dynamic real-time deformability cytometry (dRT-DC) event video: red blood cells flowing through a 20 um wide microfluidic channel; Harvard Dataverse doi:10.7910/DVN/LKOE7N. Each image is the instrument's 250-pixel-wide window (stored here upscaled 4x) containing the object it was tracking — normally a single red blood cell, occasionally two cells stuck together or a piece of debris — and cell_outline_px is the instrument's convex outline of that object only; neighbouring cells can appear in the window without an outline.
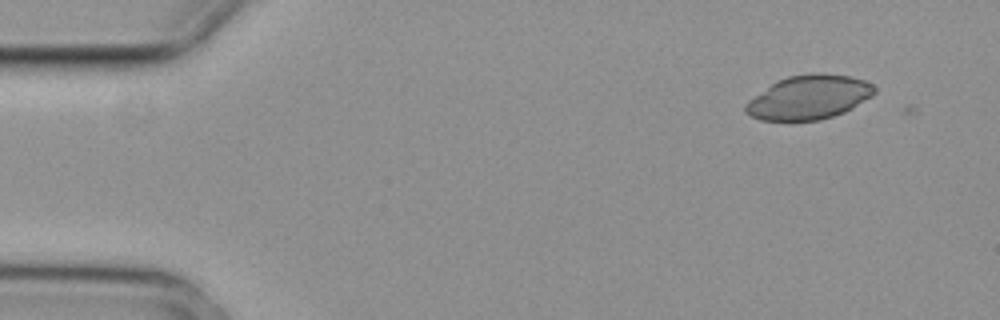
{"species": "common noctule bat (a hibernating species)", "species_latin": "Nyctalus noctula", "temperature_condition": "cold", "stored_images_in_passage": 4, "camera_frame_rate_fps": 3000, "um_per_image_px": 0.085, "animal": {"sex": "female", "body_mass_g": 29.2, "forearm_length_mm": 56.3}, "frame": {"image": 1, "passage_image": 2, "time_ms": 0.333, "image_size_px": [1000, 320], "cell_outline_px": [[876, 92], [872, 96], [852, 108], [844, 112], [820, 120], [760, 120], [744, 112], [744, 104], [748, 100], [776, 80], [788, 76], [812, 72], [852, 76], [864, 80], [872, 84], [876, 88]], "centroid_in_image_um": [68.75, 8.26], "position_along_channel_um": 16.3, "area_um2": 33.23}}